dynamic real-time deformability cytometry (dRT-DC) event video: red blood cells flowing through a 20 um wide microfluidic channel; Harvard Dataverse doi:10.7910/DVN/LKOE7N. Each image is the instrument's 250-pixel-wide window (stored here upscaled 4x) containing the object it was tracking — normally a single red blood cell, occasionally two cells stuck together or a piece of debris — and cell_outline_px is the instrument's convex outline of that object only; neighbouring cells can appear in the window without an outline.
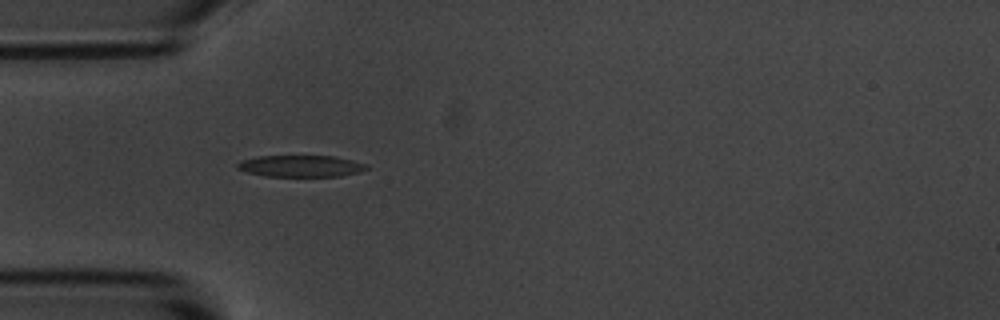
{"species": "common noctule bat (a hibernating species)", "species_latin": "Nyctalus noctula", "temperature_condition": "room temperature", "stored_images_in_passage": 3, "camera_frame_rate_fps": 3000, "um_per_image_px": 0.085, "animal": {"sex": "male", "body_mass_g": 20.1, "forearm_length_mm": 53.5}, "frame": {"image": 1, "passage_image": 3, "time_ms": 2.333, "image_size_px": [1000, 320], "cell_outline_px": [[368, 168], [360, 172], [340, 176], [264, 176], [248, 172], [236, 168], [236, 164], [240, 160], [256, 156], [336, 156], [368, 164]], "centroid_in_image_um": [25.56, 14.11], "position_along_channel_um": 59.4, "area_um2": 16.36}}